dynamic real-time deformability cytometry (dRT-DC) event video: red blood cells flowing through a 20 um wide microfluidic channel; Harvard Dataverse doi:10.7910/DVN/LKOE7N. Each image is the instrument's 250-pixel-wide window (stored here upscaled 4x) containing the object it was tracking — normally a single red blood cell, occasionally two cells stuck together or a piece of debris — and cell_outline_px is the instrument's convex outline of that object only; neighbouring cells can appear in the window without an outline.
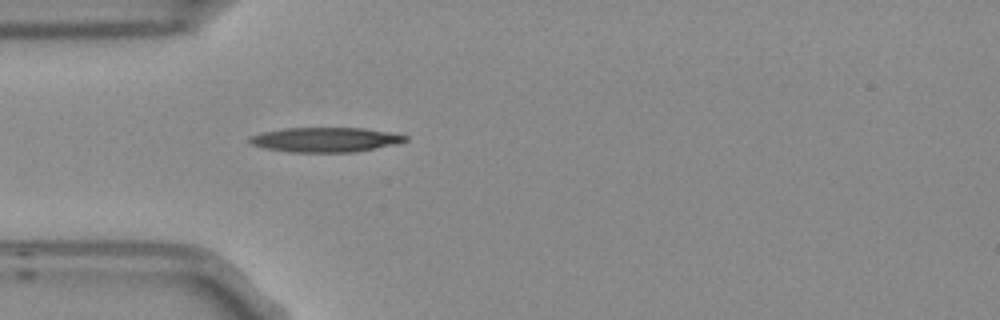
{"species": "Egyptian fruit bat (a non-hibernating species)", "species_latin": "Rousettus aegyptiacus", "temperature_condition": "room temperature", "stored_images_in_passage": 4, "camera_frame_rate_fps": 3000, "um_per_image_px": 0.085, "frame": {"image": 1, "passage_image": 4, "time_ms": 1.0, "image_size_px": [1000, 320], "cell_outline_px": [[408, 140], [392, 144], [352, 152], [292, 152], [264, 148], [252, 144], [248, 140], [248, 136], [264, 132], [284, 128], [364, 128], [388, 132], [408, 136]], "centroid_in_image_um": [27.6, 11.86], "position_along_channel_um": 57.4, "area_um2": 22.02}}